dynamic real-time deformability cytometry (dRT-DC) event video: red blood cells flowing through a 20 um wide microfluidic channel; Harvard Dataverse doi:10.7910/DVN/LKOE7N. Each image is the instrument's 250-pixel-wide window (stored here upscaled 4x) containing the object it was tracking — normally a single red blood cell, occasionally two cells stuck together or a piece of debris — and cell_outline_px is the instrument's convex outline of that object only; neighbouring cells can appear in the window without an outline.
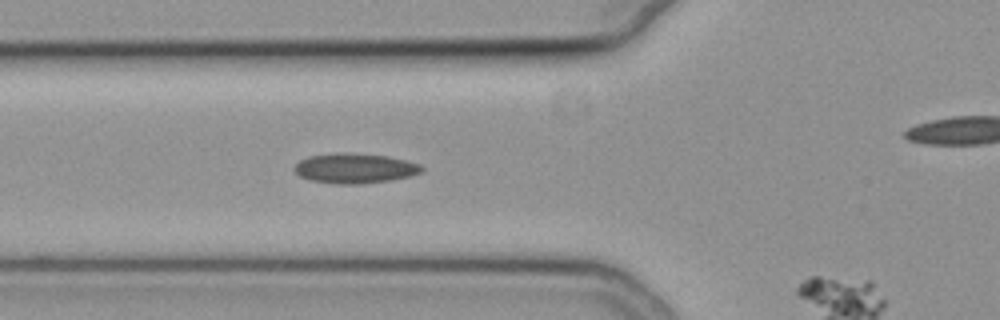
{"species": "common noctule bat (a hibernating species)", "species_latin": "Nyctalus noctula", "temperature_condition": "cold", "stored_images_in_passage": 10, "camera_frame_rate_fps": 3000, "um_per_image_px": 0.085, "animal": {"sex": "female", "body_mass_g": 19.3, "forearm_length_mm": 54.1}, "frame": {"image": 1, "passage_image": 9, "time_ms": 2.667, "image_size_px": [1000, 320], "cell_outline_px": [[424, 168], [420, 172], [408, 176], [392, 180], [360, 184], [336, 184], [308, 180], [300, 176], [292, 168], [300, 160], [308, 156], [388, 156], [420, 164]], "centroid_in_image_um": [30.16, 14.37], "position_along_channel_um": 95.6, "area_um2": 21.04}}